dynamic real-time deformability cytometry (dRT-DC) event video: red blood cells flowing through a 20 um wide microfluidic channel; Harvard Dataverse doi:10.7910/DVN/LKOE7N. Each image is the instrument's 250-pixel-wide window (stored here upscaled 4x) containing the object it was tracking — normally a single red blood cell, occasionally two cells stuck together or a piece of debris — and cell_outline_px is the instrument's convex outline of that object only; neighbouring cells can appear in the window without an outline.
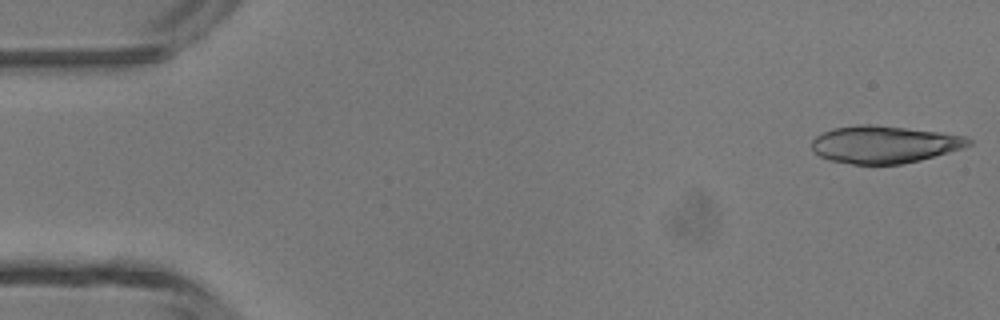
{"species": "common noctule bat (a hibernating species)", "species_latin": "Nyctalus noctula", "temperature_condition": "room temperature", "stored_images_in_passage": 9, "camera_frame_rate_fps": 3000, "um_per_image_px": 0.085, "animal": {"sex": "male", "body_mass_g": 13.3}, "frame": {"image": 1, "passage_image": 1, "time_ms": 0.0, "image_size_px": [1000, 320], "cell_outline_px": [[972, 144], [964, 148], [920, 160], [904, 164], [852, 164], [828, 160], [820, 156], [812, 148], [812, 140], [816, 136], [832, 128], [856, 124], [868, 124], [940, 132], [964, 136], [972, 140]], "centroid_in_image_um": [75.16, 12.28], "position_along_channel_um": 9.8, "area_um2": 34.1}}